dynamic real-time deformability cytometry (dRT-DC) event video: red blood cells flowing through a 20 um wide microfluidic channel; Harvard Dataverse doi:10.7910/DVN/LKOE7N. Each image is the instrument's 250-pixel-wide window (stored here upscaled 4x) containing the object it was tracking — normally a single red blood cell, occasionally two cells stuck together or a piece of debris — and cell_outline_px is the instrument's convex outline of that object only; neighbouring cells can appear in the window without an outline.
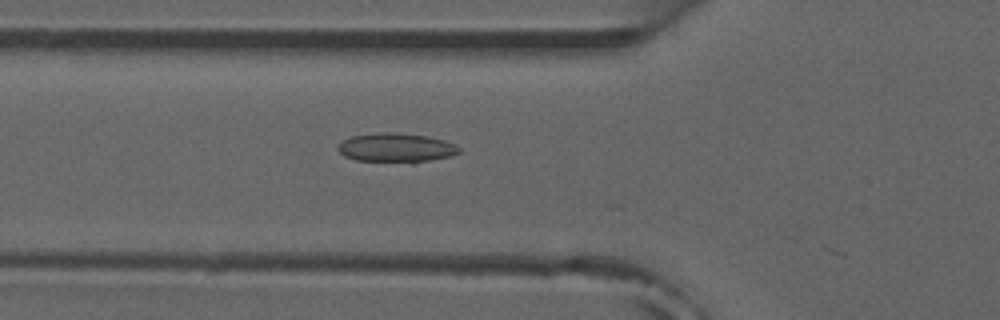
{"species": "common noctule bat (a hibernating species)", "species_latin": "Nyctalus noctula", "temperature_condition": "room temperature", "stored_images_in_passage": 10, "camera_frame_rate_fps": 3000, "um_per_image_px": 0.085, "animal": {"sex": "male", "forearm_length_mm": 52.5}, "frame": {"image": 1, "passage_image": 9, "time_ms": 2.667, "image_size_px": [1000, 320], "cell_outline_px": [[460, 152], [452, 156], [412, 164], [356, 160], [344, 156], [336, 148], [344, 140], [352, 136], [384, 132], [388, 132], [428, 136], [444, 140], [460, 148]], "centroid_in_image_um": [33.69, 12.59], "position_along_channel_um": 92.1, "area_um2": 20.75}}